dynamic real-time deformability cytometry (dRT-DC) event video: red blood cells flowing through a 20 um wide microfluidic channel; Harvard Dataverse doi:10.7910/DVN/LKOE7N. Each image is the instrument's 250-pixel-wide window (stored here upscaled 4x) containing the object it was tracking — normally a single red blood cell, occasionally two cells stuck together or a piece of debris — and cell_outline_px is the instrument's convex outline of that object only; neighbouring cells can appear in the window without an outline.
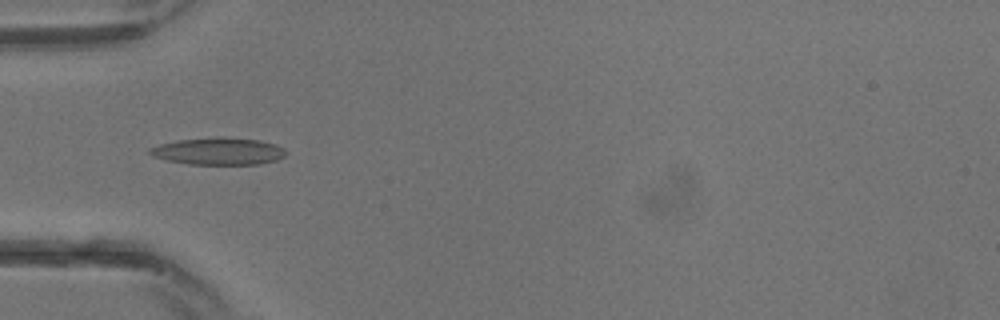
{"species": "common noctule bat (a hibernating species)", "species_latin": "Nyctalus noctula", "temperature_condition": "warm", "stored_images_in_passage": 12, "camera_frame_rate_fps": 3000, "um_per_image_px": 0.085, "animal": {"sex": "male", "body_mass_g": 13.3}, "frame": {"image": 1, "passage_image": 7, "time_ms": 2.0, "image_size_px": [1000, 320], "cell_outline_px": [[284, 156], [276, 160], [260, 164], [188, 164], [168, 160], [152, 156], [148, 152], [148, 148], [160, 144], [176, 140], [220, 136], [260, 140], [276, 144], [284, 148]], "centroid_in_image_um": [18.55, 12.84], "position_along_channel_um": 66.5, "area_um2": 21.62}}
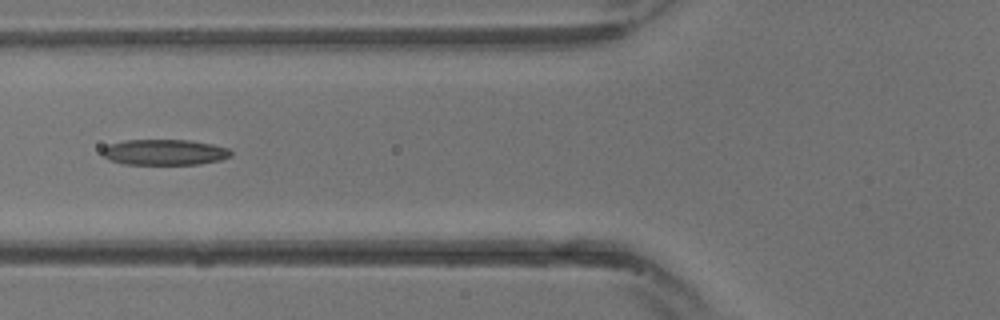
{"frame": {"image": 2, "passage_image": 9, "time_ms": 2.667, "image_size_px": [1000, 320], "cell_outline_px": [[232, 156], [220, 160], [200, 164], [124, 164], [108, 160], [100, 152], [108, 144], [124, 140], [188, 140], [212, 144], [228, 148], [232, 152]], "centroid_in_image_um": [13.97, 12.94], "position_along_channel_um": 111.8, "area_um2": 19.36}}
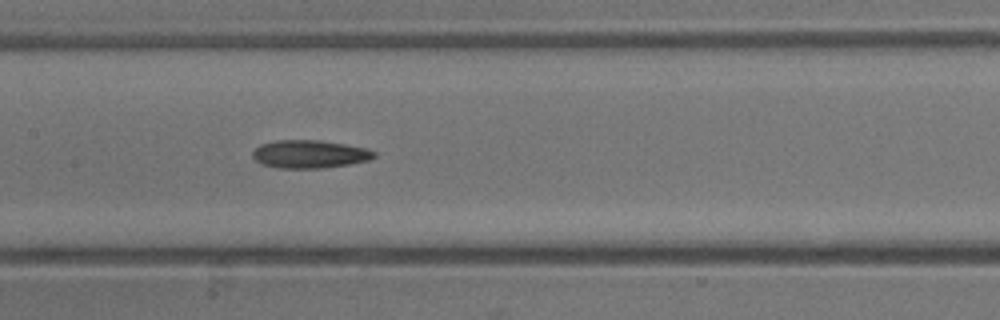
{"frame": {"image": 3, "passage_image": 12, "time_ms": 3.667, "image_size_px": [1000, 320], "cell_outline_px": [[376, 156], [368, 160], [348, 164], [320, 168], [280, 168], [264, 164], [256, 160], [252, 156], [252, 152], [260, 144], [276, 140], [320, 140], [344, 144], [364, 148], [376, 152]], "centroid_in_image_um": [26.3, 13.09], "position_along_channel_um": 181.1, "area_um2": 19.59}}